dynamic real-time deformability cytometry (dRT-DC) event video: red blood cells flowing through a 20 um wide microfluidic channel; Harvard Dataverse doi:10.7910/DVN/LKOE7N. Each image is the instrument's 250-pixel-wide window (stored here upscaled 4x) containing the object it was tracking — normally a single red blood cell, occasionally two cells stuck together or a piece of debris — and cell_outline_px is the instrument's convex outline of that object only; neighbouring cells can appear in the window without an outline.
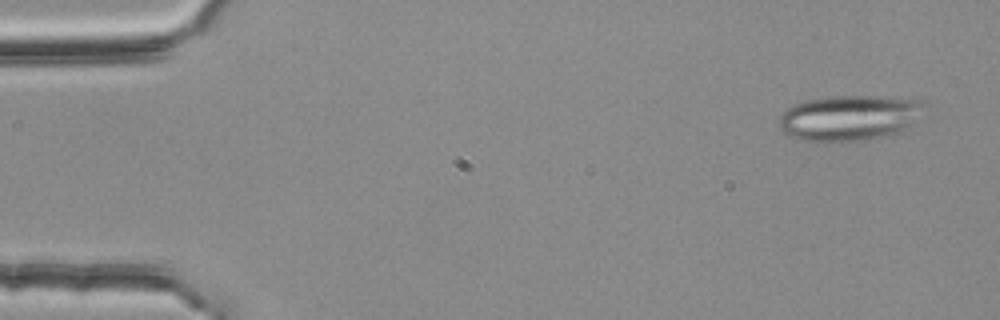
{"species": "common noctule bat (a hibernating species)", "species_latin": "Nyctalus noctula", "temperature_condition": "room temperature", "stored_images_in_passage": 54, "segment_of_instrument_passage": [1, 2], "camera_frame_rate_fps": 3000, "um_per_image_px": 0.085, "animal": {"sex": "female", "body_mass_g": 25.1}, "frame": {"image": 1, "passage_image": 3, "time_ms": 0.667, "image_size_px": [1000, 320], "cell_outline_px": [[924, 104], [908, 124], [904, 128], [896, 132], [864, 140], [804, 140], [792, 136], [784, 132], [780, 128], [780, 116], [792, 104], [808, 100], [828, 96], [872, 96], [920, 100]], "centroid_in_image_um": [72.09, 9.99], "position_along_channel_um": 12.9, "area_um2": 36.99}}